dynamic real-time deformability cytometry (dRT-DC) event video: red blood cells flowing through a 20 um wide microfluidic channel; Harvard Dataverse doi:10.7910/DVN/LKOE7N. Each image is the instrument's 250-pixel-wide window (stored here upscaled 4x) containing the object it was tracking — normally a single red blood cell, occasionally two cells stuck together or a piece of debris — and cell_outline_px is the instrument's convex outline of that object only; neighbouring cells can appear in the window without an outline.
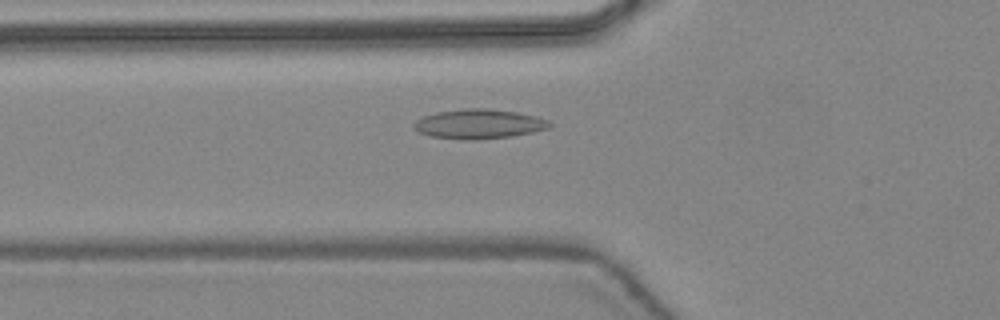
{"species": "common noctule bat (a hibernating species)", "species_latin": "Nyctalus noctula", "temperature_condition": "warm", "stored_images_in_passage": 45, "camera_frame_rate_fps": 3000, "um_per_image_px": 0.085, "animal": {"sex": "female", "body_mass_g": 24.6, "forearm_length_mm": 56.2}, "frame": {"image": 1, "passage_image": 16, "time_ms": 5.0, "image_size_px": [1000, 320], "cell_outline_px": [[552, 124], [548, 128], [532, 132], [512, 136], [476, 140], [464, 140], [428, 136], [416, 132], [412, 128], [412, 124], [416, 120], [424, 116], [436, 112], [464, 108], [484, 108], [516, 112], [536, 116], [548, 120]], "centroid_in_image_um": [40.64, 10.54], "position_along_channel_um": 85.2, "area_um2": 23.58}}
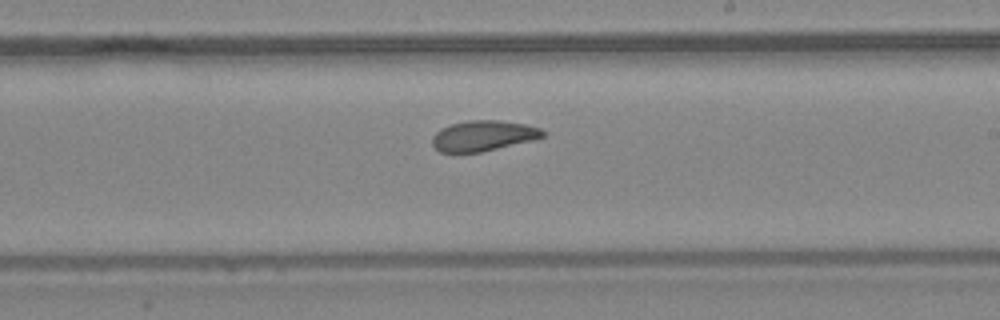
{"frame": {"image": 2, "passage_image": 27, "time_ms": 8.667, "image_size_px": [1000, 320], "cell_outline_px": [[548, 132], [544, 136], [536, 140], [480, 152], [440, 152], [432, 144], [432, 136], [440, 128], [452, 124], [468, 120], [500, 120], [524, 124], [540, 128]], "centroid_in_image_um": [41.11, 11.53], "position_along_channel_um": 247.9, "area_um2": 19.77}}
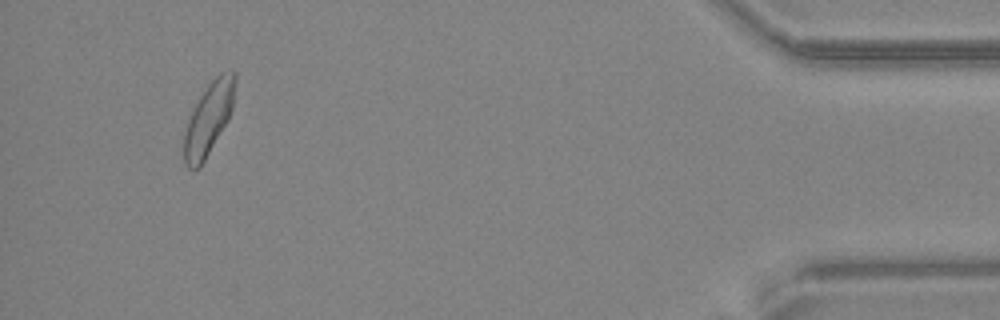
{"frame": {"image": 3, "passage_image": 43, "time_ms": 14.0, "image_size_px": [1000, 320], "cell_outline_px": [[236, 80], [232, 108], [228, 120], [200, 168], [188, 168], [184, 164], [184, 132], [188, 120], [200, 96], [208, 84], [220, 72], [232, 68], [236, 72]], "centroid_in_image_um": [17.76, 10.05], "position_along_channel_um": 417.4, "area_um2": 21.44}, "authors_computed_cell_mechanics": {"area_um2": 21.2704, "velocity_mm_per_s": 4.4243, "shape_relaxation_time_tau1_ms": 10.0807, "shape_relaxation_time_tau2_ms": 2.7878, "deformation_change_tau1": 0.1911, "deformation_change_tau2": 0.0898}}